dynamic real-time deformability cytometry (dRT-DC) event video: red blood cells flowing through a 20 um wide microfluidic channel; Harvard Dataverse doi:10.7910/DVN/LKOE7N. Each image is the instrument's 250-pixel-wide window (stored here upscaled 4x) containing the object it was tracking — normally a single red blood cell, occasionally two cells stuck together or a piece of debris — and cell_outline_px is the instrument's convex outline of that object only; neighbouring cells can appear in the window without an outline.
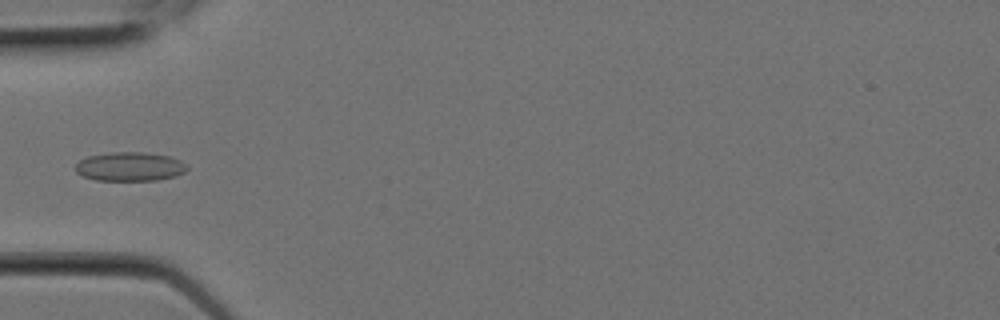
{"species": "Egyptian fruit bat (a non-hibernating species)", "species_latin": "Rousettus aegyptiacus", "temperature_condition": "room temperature", "stored_images_in_passage": 10, "camera_frame_rate_fps": 3000, "um_per_image_px": 0.085, "animal": {"sex": "female"}, "frame": {"image": 1, "passage_image": 6, "time_ms": 1.667, "image_size_px": [1000, 320], "cell_outline_px": [[188, 168], [184, 172], [176, 176], [156, 180], [96, 180], [84, 176], [76, 172], [76, 164], [80, 160], [88, 156], [112, 152], [144, 152], [168, 156], [180, 160], [188, 164]], "centroid_in_image_um": [11.06, 14.16], "position_along_channel_um": 73.9, "area_um2": 18.79}}
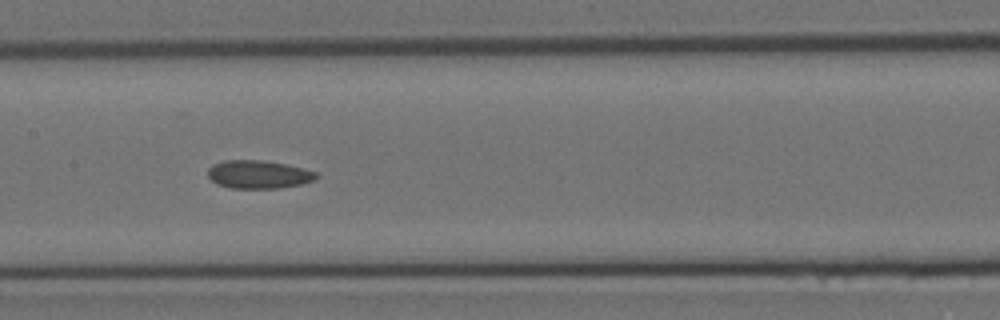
{"frame": {"image": 2, "passage_image": 9, "time_ms": 2.667, "image_size_px": [1000, 320], "cell_outline_px": [[320, 176], [312, 180], [300, 184], [280, 188], [232, 188], [216, 184], [208, 176], [208, 168], [212, 164], [224, 160], [264, 160], [304, 168], [316, 172]], "centroid_in_image_um": [21.95, 14.82], "position_along_channel_um": 185.4, "area_um2": 17.8}}
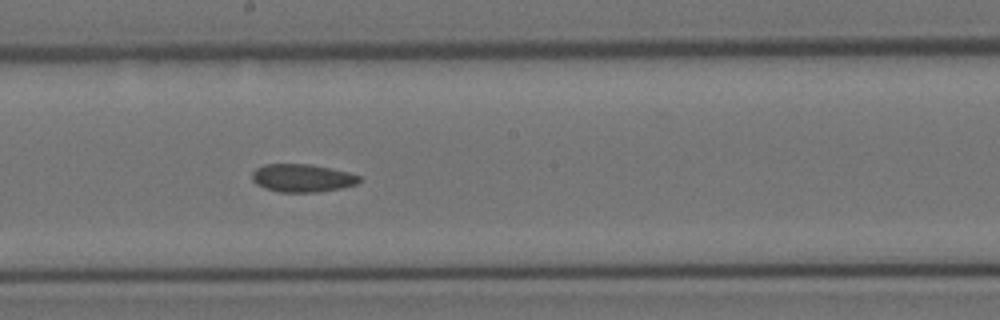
{"frame": {"image": 3, "passage_image": 10, "time_ms": 3.0, "image_size_px": [1000, 320], "cell_outline_px": [[360, 180], [356, 184], [340, 188], [316, 192], [280, 192], [264, 188], [256, 184], [252, 180], [252, 172], [256, 168], [264, 164], [312, 164], [348, 172], [360, 176]], "centroid_in_image_um": [25.66, 15.13], "position_along_channel_um": 222.5, "area_um2": 17.46}}